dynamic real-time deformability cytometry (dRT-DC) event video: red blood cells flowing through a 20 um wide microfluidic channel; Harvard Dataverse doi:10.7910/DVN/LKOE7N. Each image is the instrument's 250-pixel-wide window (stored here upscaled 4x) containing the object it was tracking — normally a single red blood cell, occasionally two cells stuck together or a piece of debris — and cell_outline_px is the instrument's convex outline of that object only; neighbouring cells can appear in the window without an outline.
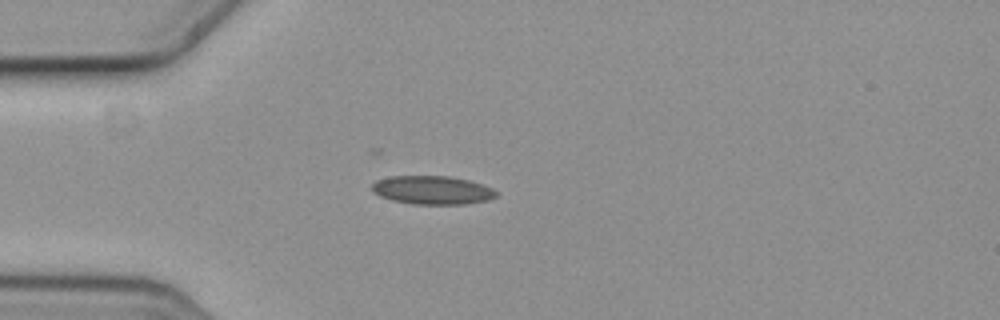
{"species": "common noctule bat (a hibernating species)", "species_latin": "Nyctalus noctula", "temperature_condition": "cold", "stored_images_in_passage": 2, "camera_frame_rate_fps": 3000, "um_per_image_px": 0.085, "animal": {"sex": "female", "body_mass_g": 19.3, "forearm_length_mm": 54.1}, "frame": {"image": 1, "passage_image": 2, "time_ms": 0.333, "image_size_px": [1000, 320], "cell_outline_px": [[496, 196], [488, 200], [464, 204], [412, 204], [392, 200], [380, 196], [372, 192], [372, 184], [376, 180], [392, 176], [448, 176], [468, 180], [492, 188], [496, 192]], "centroid_in_image_um": [36.71, 16.16], "position_along_channel_um": 48.3, "area_um2": 20.52}}